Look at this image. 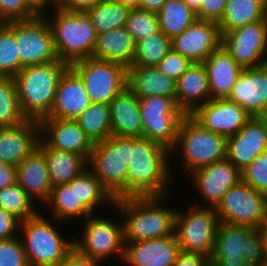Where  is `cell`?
<instances>
[{
    "instance_id": "cell-16",
    "label": "cell",
    "mask_w": 267,
    "mask_h": 266,
    "mask_svg": "<svg viewBox=\"0 0 267 266\" xmlns=\"http://www.w3.org/2000/svg\"><path fill=\"white\" fill-rule=\"evenodd\" d=\"M193 187L206 205L196 202L194 206L216 208L223 195L242 180L241 171L227 158L190 173ZM205 200V201H204ZM201 205V206H200Z\"/></svg>"
},
{
    "instance_id": "cell-7",
    "label": "cell",
    "mask_w": 267,
    "mask_h": 266,
    "mask_svg": "<svg viewBox=\"0 0 267 266\" xmlns=\"http://www.w3.org/2000/svg\"><path fill=\"white\" fill-rule=\"evenodd\" d=\"M180 151L184 172L190 173L212 163L226 159L227 139L196 122L186 114L179 126L177 141L171 149Z\"/></svg>"
},
{
    "instance_id": "cell-13",
    "label": "cell",
    "mask_w": 267,
    "mask_h": 266,
    "mask_svg": "<svg viewBox=\"0 0 267 266\" xmlns=\"http://www.w3.org/2000/svg\"><path fill=\"white\" fill-rule=\"evenodd\" d=\"M143 137L158 142L170 151L177 141L182 118L186 115L172 97L139 98Z\"/></svg>"
},
{
    "instance_id": "cell-1",
    "label": "cell",
    "mask_w": 267,
    "mask_h": 266,
    "mask_svg": "<svg viewBox=\"0 0 267 266\" xmlns=\"http://www.w3.org/2000/svg\"><path fill=\"white\" fill-rule=\"evenodd\" d=\"M171 151L145 137H132L128 162V198L167 196L172 182Z\"/></svg>"
},
{
    "instance_id": "cell-36",
    "label": "cell",
    "mask_w": 267,
    "mask_h": 266,
    "mask_svg": "<svg viewBox=\"0 0 267 266\" xmlns=\"http://www.w3.org/2000/svg\"><path fill=\"white\" fill-rule=\"evenodd\" d=\"M130 8L113 2L101 0L92 8L85 11L95 28L97 34L123 27L129 14Z\"/></svg>"
},
{
    "instance_id": "cell-52",
    "label": "cell",
    "mask_w": 267,
    "mask_h": 266,
    "mask_svg": "<svg viewBox=\"0 0 267 266\" xmlns=\"http://www.w3.org/2000/svg\"><path fill=\"white\" fill-rule=\"evenodd\" d=\"M17 183V168L0 162V190Z\"/></svg>"
},
{
    "instance_id": "cell-54",
    "label": "cell",
    "mask_w": 267,
    "mask_h": 266,
    "mask_svg": "<svg viewBox=\"0 0 267 266\" xmlns=\"http://www.w3.org/2000/svg\"><path fill=\"white\" fill-rule=\"evenodd\" d=\"M166 0H141L139 8L148 12L158 13Z\"/></svg>"
},
{
    "instance_id": "cell-20",
    "label": "cell",
    "mask_w": 267,
    "mask_h": 266,
    "mask_svg": "<svg viewBox=\"0 0 267 266\" xmlns=\"http://www.w3.org/2000/svg\"><path fill=\"white\" fill-rule=\"evenodd\" d=\"M267 150V126L261 117H251L244 127L227 138L226 158L243 171Z\"/></svg>"
},
{
    "instance_id": "cell-17",
    "label": "cell",
    "mask_w": 267,
    "mask_h": 266,
    "mask_svg": "<svg viewBox=\"0 0 267 266\" xmlns=\"http://www.w3.org/2000/svg\"><path fill=\"white\" fill-rule=\"evenodd\" d=\"M189 115L202 127L226 139L237 134L251 118L240 105L227 98L211 99Z\"/></svg>"
},
{
    "instance_id": "cell-5",
    "label": "cell",
    "mask_w": 267,
    "mask_h": 266,
    "mask_svg": "<svg viewBox=\"0 0 267 266\" xmlns=\"http://www.w3.org/2000/svg\"><path fill=\"white\" fill-rule=\"evenodd\" d=\"M50 220L39 212L20 222V239L30 266H58L75 248V238H66Z\"/></svg>"
},
{
    "instance_id": "cell-27",
    "label": "cell",
    "mask_w": 267,
    "mask_h": 266,
    "mask_svg": "<svg viewBox=\"0 0 267 266\" xmlns=\"http://www.w3.org/2000/svg\"><path fill=\"white\" fill-rule=\"evenodd\" d=\"M109 105L112 135L143 137L139 98L134 93L126 88Z\"/></svg>"
},
{
    "instance_id": "cell-15",
    "label": "cell",
    "mask_w": 267,
    "mask_h": 266,
    "mask_svg": "<svg viewBox=\"0 0 267 266\" xmlns=\"http://www.w3.org/2000/svg\"><path fill=\"white\" fill-rule=\"evenodd\" d=\"M221 45L242 68L267 63V19L222 35Z\"/></svg>"
},
{
    "instance_id": "cell-11",
    "label": "cell",
    "mask_w": 267,
    "mask_h": 266,
    "mask_svg": "<svg viewBox=\"0 0 267 266\" xmlns=\"http://www.w3.org/2000/svg\"><path fill=\"white\" fill-rule=\"evenodd\" d=\"M215 210L222 223L267 227V195L257 192L242 180L223 195Z\"/></svg>"
},
{
    "instance_id": "cell-31",
    "label": "cell",
    "mask_w": 267,
    "mask_h": 266,
    "mask_svg": "<svg viewBox=\"0 0 267 266\" xmlns=\"http://www.w3.org/2000/svg\"><path fill=\"white\" fill-rule=\"evenodd\" d=\"M38 148L46 158L52 187L68 184L88 168V161L81 155L49 147L41 138Z\"/></svg>"
},
{
    "instance_id": "cell-9",
    "label": "cell",
    "mask_w": 267,
    "mask_h": 266,
    "mask_svg": "<svg viewBox=\"0 0 267 266\" xmlns=\"http://www.w3.org/2000/svg\"><path fill=\"white\" fill-rule=\"evenodd\" d=\"M189 209V210H188ZM220 220L215 208L190 206L186 213L178 209L174 233L181 251L210 257Z\"/></svg>"
},
{
    "instance_id": "cell-39",
    "label": "cell",
    "mask_w": 267,
    "mask_h": 266,
    "mask_svg": "<svg viewBox=\"0 0 267 266\" xmlns=\"http://www.w3.org/2000/svg\"><path fill=\"white\" fill-rule=\"evenodd\" d=\"M78 199L94 214L100 205H114V198L102 186L96 176L87 168L77 176Z\"/></svg>"
},
{
    "instance_id": "cell-4",
    "label": "cell",
    "mask_w": 267,
    "mask_h": 266,
    "mask_svg": "<svg viewBox=\"0 0 267 266\" xmlns=\"http://www.w3.org/2000/svg\"><path fill=\"white\" fill-rule=\"evenodd\" d=\"M52 13H55L53 17L52 14L51 17L47 14L44 16L53 31L58 59L71 65L78 60L92 57L97 33L88 15L58 7Z\"/></svg>"
},
{
    "instance_id": "cell-25",
    "label": "cell",
    "mask_w": 267,
    "mask_h": 266,
    "mask_svg": "<svg viewBox=\"0 0 267 266\" xmlns=\"http://www.w3.org/2000/svg\"><path fill=\"white\" fill-rule=\"evenodd\" d=\"M17 183L36 203L45 204L50 197L52 185L44 153L35 149L17 167Z\"/></svg>"
},
{
    "instance_id": "cell-60",
    "label": "cell",
    "mask_w": 267,
    "mask_h": 266,
    "mask_svg": "<svg viewBox=\"0 0 267 266\" xmlns=\"http://www.w3.org/2000/svg\"><path fill=\"white\" fill-rule=\"evenodd\" d=\"M261 118L264 120V122H265V124H266V126H267V112H265V113L261 116Z\"/></svg>"
},
{
    "instance_id": "cell-40",
    "label": "cell",
    "mask_w": 267,
    "mask_h": 266,
    "mask_svg": "<svg viewBox=\"0 0 267 266\" xmlns=\"http://www.w3.org/2000/svg\"><path fill=\"white\" fill-rule=\"evenodd\" d=\"M35 204L37 203L18 183L0 190V208L11 212L21 221L31 218L40 212Z\"/></svg>"
},
{
    "instance_id": "cell-48",
    "label": "cell",
    "mask_w": 267,
    "mask_h": 266,
    "mask_svg": "<svg viewBox=\"0 0 267 266\" xmlns=\"http://www.w3.org/2000/svg\"><path fill=\"white\" fill-rule=\"evenodd\" d=\"M20 222L15 215L0 208V240H8L19 236Z\"/></svg>"
},
{
    "instance_id": "cell-44",
    "label": "cell",
    "mask_w": 267,
    "mask_h": 266,
    "mask_svg": "<svg viewBox=\"0 0 267 266\" xmlns=\"http://www.w3.org/2000/svg\"><path fill=\"white\" fill-rule=\"evenodd\" d=\"M0 266H30L19 236L0 240Z\"/></svg>"
},
{
    "instance_id": "cell-59",
    "label": "cell",
    "mask_w": 267,
    "mask_h": 266,
    "mask_svg": "<svg viewBox=\"0 0 267 266\" xmlns=\"http://www.w3.org/2000/svg\"><path fill=\"white\" fill-rule=\"evenodd\" d=\"M265 251H266V264H267V227H265Z\"/></svg>"
},
{
    "instance_id": "cell-37",
    "label": "cell",
    "mask_w": 267,
    "mask_h": 266,
    "mask_svg": "<svg viewBox=\"0 0 267 266\" xmlns=\"http://www.w3.org/2000/svg\"><path fill=\"white\" fill-rule=\"evenodd\" d=\"M171 39L161 31L139 40L130 66H156L171 49Z\"/></svg>"
},
{
    "instance_id": "cell-49",
    "label": "cell",
    "mask_w": 267,
    "mask_h": 266,
    "mask_svg": "<svg viewBox=\"0 0 267 266\" xmlns=\"http://www.w3.org/2000/svg\"><path fill=\"white\" fill-rule=\"evenodd\" d=\"M173 266H210V260L201 253L180 251Z\"/></svg>"
},
{
    "instance_id": "cell-51",
    "label": "cell",
    "mask_w": 267,
    "mask_h": 266,
    "mask_svg": "<svg viewBox=\"0 0 267 266\" xmlns=\"http://www.w3.org/2000/svg\"><path fill=\"white\" fill-rule=\"evenodd\" d=\"M101 0H57V7L67 11L85 12Z\"/></svg>"
},
{
    "instance_id": "cell-47",
    "label": "cell",
    "mask_w": 267,
    "mask_h": 266,
    "mask_svg": "<svg viewBox=\"0 0 267 266\" xmlns=\"http://www.w3.org/2000/svg\"><path fill=\"white\" fill-rule=\"evenodd\" d=\"M227 0H201V7L196 12L197 19L218 23L224 14Z\"/></svg>"
},
{
    "instance_id": "cell-12",
    "label": "cell",
    "mask_w": 267,
    "mask_h": 266,
    "mask_svg": "<svg viewBox=\"0 0 267 266\" xmlns=\"http://www.w3.org/2000/svg\"><path fill=\"white\" fill-rule=\"evenodd\" d=\"M70 66L83 80L91 103L110 104L127 88V67L122 64L89 57Z\"/></svg>"
},
{
    "instance_id": "cell-10",
    "label": "cell",
    "mask_w": 267,
    "mask_h": 266,
    "mask_svg": "<svg viewBox=\"0 0 267 266\" xmlns=\"http://www.w3.org/2000/svg\"><path fill=\"white\" fill-rule=\"evenodd\" d=\"M112 219L97 214L86 218L81 238L74 237L75 249L89 258L105 261L112 256L123 261L125 248L123 223L122 221L116 223L114 217Z\"/></svg>"
},
{
    "instance_id": "cell-2",
    "label": "cell",
    "mask_w": 267,
    "mask_h": 266,
    "mask_svg": "<svg viewBox=\"0 0 267 266\" xmlns=\"http://www.w3.org/2000/svg\"><path fill=\"white\" fill-rule=\"evenodd\" d=\"M165 197L167 196L114 200L113 209L123 218L124 242L150 240L175 234L177 211L175 208L162 205Z\"/></svg>"
},
{
    "instance_id": "cell-57",
    "label": "cell",
    "mask_w": 267,
    "mask_h": 266,
    "mask_svg": "<svg viewBox=\"0 0 267 266\" xmlns=\"http://www.w3.org/2000/svg\"><path fill=\"white\" fill-rule=\"evenodd\" d=\"M195 13L201 7V0H183Z\"/></svg>"
},
{
    "instance_id": "cell-33",
    "label": "cell",
    "mask_w": 267,
    "mask_h": 266,
    "mask_svg": "<svg viewBox=\"0 0 267 266\" xmlns=\"http://www.w3.org/2000/svg\"><path fill=\"white\" fill-rule=\"evenodd\" d=\"M267 0H227L217 23L221 36L234 29L267 19Z\"/></svg>"
},
{
    "instance_id": "cell-32",
    "label": "cell",
    "mask_w": 267,
    "mask_h": 266,
    "mask_svg": "<svg viewBox=\"0 0 267 266\" xmlns=\"http://www.w3.org/2000/svg\"><path fill=\"white\" fill-rule=\"evenodd\" d=\"M46 207L51 208L53 221H71L73 219H85L93 213L78 199L77 177L68 184H60L52 187ZM55 219V220H54ZM71 219V220H69Z\"/></svg>"
},
{
    "instance_id": "cell-26",
    "label": "cell",
    "mask_w": 267,
    "mask_h": 266,
    "mask_svg": "<svg viewBox=\"0 0 267 266\" xmlns=\"http://www.w3.org/2000/svg\"><path fill=\"white\" fill-rule=\"evenodd\" d=\"M203 64L208 74L211 99L227 98L243 68L222 45Z\"/></svg>"
},
{
    "instance_id": "cell-21",
    "label": "cell",
    "mask_w": 267,
    "mask_h": 266,
    "mask_svg": "<svg viewBox=\"0 0 267 266\" xmlns=\"http://www.w3.org/2000/svg\"><path fill=\"white\" fill-rule=\"evenodd\" d=\"M40 137L49 147L83 156L87 161L94 144L74 119L43 118Z\"/></svg>"
},
{
    "instance_id": "cell-29",
    "label": "cell",
    "mask_w": 267,
    "mask_h": 266,
    "mask_svg": "<svg viewBox=\"0 0 267 266\" xmlns=\"http://www.w3.org/2000/svg\"><path fill=\"white\" fill-rule=\"evenodd\" d=\"M127 88L138 98L150 96L176 97V81L162 72L156 66L127 67Z\"/></svg>"
},
{
    "instance_id": "cell-41",
    "label": "cell",
    "mask_w": 267,
    "mask_h": 266,
    "mask_svg": "<svg viewBox=\"0 0 267 266\" xmlns=\"http://www.w3.org/2000/svg\"><path fill=\"white\" fill-rule=\"evenodd\" d=\"M21 70L14 21L0 27V76L14 77Z\"/></svg>"
},
{
    "instance_id": "cell-55",
    "label": "cell",
    "mask_w": 267,
    "mask_h": 266,
    "mask_svg": "<svg viewBox=\"0 0 267 266\" xmlns=\"http://www.w3.org/2000/svg\"><path fill=\"white\" fill-rule=\"evenodd\" d=\"M210 266H248L243 259H209Z\"/></svg>"
},
{
    "instance_id": "cell-18",
    "label": "cell",
    "mask_w": 267,
    "mask_h": 266,
    "mask_svg": "<svg viewBox=\"0 0 267 266\" xmlns=\"http://www.w3.org/2000/svg\"><path fill=\"white\" fill-rule=\"evenodd\" d=\"M222 43L216 22L197 19L171 40V47L192 63H203Z\"/></svg>"
},
{
    "instance_id": "cell-35",
    "label": "cell",
    "mask_w": 267,
    "mask_h": 266,
    "mask_svg": "<svg viewBox=\"0 0 267 266\" xmlns=\"http://www.w3.org/2000/svg\"><path fill=\"white\" fill-rule=\"evenodd\" d=\"M74 120L93 144L107 140L112 135L109 104L91 103Z\"/></svg>"
},
{
    "instance_id": "cell-23",
    "label": "cell",
    "mask_w": 267,
    "mask_h": 266,
    "mask_svg": "<svg viewBox=\"0 0 267 266\" xmlns=\"http://www.w3.org/2000/svg\"><path fill=\"white\" fill-rule=\"evenodd\" d=\"M90 104L83 80L69 65L58 81L52 110L45 118L75 119Z\"/></svg>"
},
{
    "instance_id": "cell-45",
    "label": "cell",
    "mask_w": 267,
    "mask_h": 266,
    "mask_svg": "<svg viewBox=\"0 0 267 266\" xmlns=\"http://www.w3.org/2000/svg\"><path fill=\"white\" fill-rule=\"evenodd\" d=\"M0 12L7 22L26 21L39 16L26 0H0Z\"/></svg>"
},
{
    "instance_id": "cell-14",
    "label": "cell",
    "mask_w": 267,
    "mask_h": 266,
    "mask_svg": "<svg viewBox=\"0 0 267 266\" xmlns=\"http://www.w3.org/2000/svg\"><path fill=\"white\" fill-rule=\"evenodd\" d=\"M14 34L18 44L21 69L25 66L58 60L53 31L45 16L14 21Z\"/></svg>"
},
{
    "instance_id": "cell-46",
    "label": "cell",
    "mask_w": 267,
    "mask_h": 266,
    "mask_svg": "<svg viewBox=\"0 0 267 266\" xmlns=\"http://www.w3.org/2000/svg\"><path fill=\"white\" fill-rule=\"evenodd\" d=\"M192 62L171 48L156 68L166 76L177 81L191 66Z\"/></svg>"
},
{
    "instance_id": "cell-3",
    "label": "cell",
    "mask_w": 267,
    "mask_h": 266,
    "mask_svg": "<svg viewBox=\"0 0 267 266\" xmlns=\"http://www.w3.org/2000/svg\"><path fill=\"white\" fill-rule=\"evenodd\" d=\"M69 65L62 60L25 66L15 76L20 109L28 120L48 117L58 81Z\"/></svg>"
},
{
    "instance_id": "cell-19",
    "label": "cell",
    "mask_w": 267,
    "mask_h": 266,
    "mask_svg": "<svg viewBox=\"0 0 267 266\" xmlns=\"http://www.w3.org/2000/svg\"><path fill=\"white\" fill-rule=\"evenodd\" d=\"M227 99L240 105L251 117L267 112V63L243 68Z\"/></svg>"
},
{
    "instance_id": "cell-58",
    "label": "cell",
    "mask_w": 267,
    "mask_h": 266,
    "mask_svg": "<svg viewBox=\"0 0 267 266\" xmlns=\"http://www.w3.org/2000/svg\"><path fill=\"white\" fill-rule=\"evenodd\" d=\"M8 22L4 19L0 12V27L6 25Z\"/></svg>"
},
{
    "instance_id": "cell-8",
    "label": "cell",
    "mask_w": 267,
    "mask_h": 266,
    "mask_svg": "<svg viewBox=\"0 0 267 266\" xmlns=\"http://www.w3.org/2000/svg\"><path fill=\"white\" fill-rule=\"evenodd\" d=\"M209 259H243L248 266L265 265V228L220 222Z\"/></svg>"
},
{
    "instance_id": "cell-22",
    "label": "cell",
    "mask_w": 267,
    "mask_h": 266,
    "mask_svg": "<svg viewBox=\"0 0 267 266\" xmlns=\"http://www.w3.org/2000/svg\"><path fill=\"white\" fill-rule=\"evenodd\" d=\"M180 251L175 234L125 242L122 262L127 266H173Z\"/></svg>"
},
{
    "instance_id": "cell-56",
    "label": "cell",
    "mask_w": 267,
    "mask_h": 266,
    "mask_svg": "<svg viewBox=\"0 0 267 266\" xmlns=\"http://www.w3.org/2000/svg\"><path fill=\"white\" fill-rule=\"evenodd\" d=\"M113 2L120 3L130 9L139 8L141 0H112Z\"/></svg>"
},
{
    "instance_id": "cell-38",
    "label": "cell",
    "mask_w": 267,
    "mask_h": 266,
    "mask_svg": "<svg viewBox=\"0 0 267 266\" xmlns=\"http://www.w3.org/2000/svg\"><path fill=\"white\" fill-rule=\"evenodd\" d=\"M14 77L0 76V127L17 126L25 122Z\"/></svg>"
},
{
    "instance_id": "cell-43",
    "label": "cell",
    "mask_w": 267,
    "mask_h": 266,
    "mask_svg": "<svg viewBox=\"0 0 267 266\" xmlns=\"http://www.w3.org/2000/svg\"><path fill=\"white\" fill-rule=\"evenodd\" d=\"M242 181L257 192L267 195V150L248 165L243 171Z\"/></svg>"
},
{
    "instance_id": "cell-24",
    "label": "cell",
    "mask_w": 267,
    "mask_h": 266,
    "mask_svg": "<svg viewBox=\"0 0 267 266\" xmlns=\"http://www.w3.org/2000/svg\"><path fill=\"white\" fill-rule=\"evenodd\" d=\"M40 137V124L36 120L0 127V162L17 167L38 148Z\"/></svg>"
},
{
    "instance_id": "cell-50",
    "label": "cell",
    "mask_w": 267,
    "mask_h": 266,
    "mask_svg": "<svg viewBox=\"0 0 267 266\" xmlns=\"http://www.w3.org/2000/svg\"><path fill=\"white\" fill-rule=\"evenodd\" d=\"M102 260L81 255L75 248L58 266H101Z\"/></svg>"
},
{
    "instance_id": "cell-30",
    "label": "cell",
    "mask_w": 267,
    "mask_h": 266,
    "mask_svg": "<svg viewBox=\"0 0 267 266\" xmlns=\"http://www.w3.org/2000/svg\"><path fill=\"white\" fill-rule=\"evenodd\" d=\"M136 42L125 26L97 34L92 58L116 62L129 67L135 54Z\"/></svg>"
},
{
    "instance_id": "cell-53",
    "label": "cell",
    "mask_w": 267,
    "mask_h": 266,
    "mask_svg": "<svg viewBox=\"0 0 267 266\" xmlns=\"http://www.w3.org/2000/svg\"><path fill=\"white\" fill-rule=\"evenodd\" d=\"M26 2L39 16L50 13L48 7L51 8L54 5L52 10L57 7V0H26Z\"/></svg>"
},
{
    "instance_id": "cell-28",
    "label": "cell",
    "mask_w": 267,
    "mask_h": 266,
    "mask_svg": "<svg viewBox=\"0 0 267 266\" xmlns=\"http://www.w3.org/2000/svg\"><path fill=\"white\" fill-rule=\"evenodd\" d=\"M209 100L211 96L206 67L203 63H192L176 81V104L185 114H190Z\"/></svg>"
},
{
    "instance_id": "cell-42",
    "label": "cell",
    "mask_w": 267,
    "mask_h": 266,
    "mask_svg": "<svg viewBox=\"0 0 267 266\" xmlns=\"http://www.w3.org/2000/svg\"><path fill=\"white\" fill-rule=\"evenodd\" d=\"M125 28L134 41L138 42L151 34L160 32L158 14L140 8L130 9Z\"/></svg>"
},
{
    "instance_id": "cell-6",
    "label": "cell",
    "mask_w": 267,
    "mask_h": 266,
    "mask_svg": "<svg viewBox=\"0 0 267 266\" xmlns=\"http://www.w3.org/2000/svg\"><path fill=\"white\" fill-rule=\"evenodd\" d=\"M132 137L111 135L94 144L88 169L114 199L128 198V162Z\"/></svg>"
},
{
    "instance_id": "cell-34",
    "label": "cell",
    "mask_w": 267,
    "mask_h": 266,
    "mask_svg": "<svg viewBox=\"0 0 267 266\" xmlns=\"http://www.w3.org/2000/svg\"><path fill=\"white\" fill-rule=\"evenodd\" d=\"M160 31L171 40L196 20V13L183 0H166L157 13Z\"/></svg>"
}]
</instances>
